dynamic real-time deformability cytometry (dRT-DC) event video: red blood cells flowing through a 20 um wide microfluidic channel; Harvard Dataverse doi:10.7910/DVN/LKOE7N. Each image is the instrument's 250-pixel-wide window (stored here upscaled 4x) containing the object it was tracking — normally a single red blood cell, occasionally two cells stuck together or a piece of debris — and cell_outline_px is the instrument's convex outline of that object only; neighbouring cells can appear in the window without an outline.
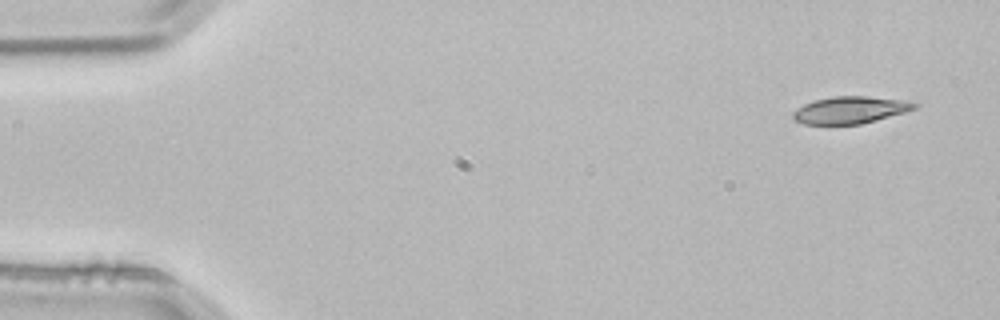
{"species": "common noctule bat (a hibernating species)", "species_latin": "Nyctalus noctula", "temperature_condition": "room temperature", "stored_images_in_passage": 3, "camera_frame_rate_fps": 3000, "um_per_image_px": 0.085, "animal": {"sex": "male", "body_mass_g": 21.5, "forearm_length_mm": 52.0}, "frame": {"image": 1, "passage_image": 1, "time_ms": 0.0, "image_size_px": [1000, 320], "cell_outline_px": [[920, 104], [916, 108], [904, 112], [876, 120], [860, 124], [804, 124], [792, 120], [792, 112], [796, 108], [804, 104], [816, 100], [836, 96], [868, 96], [908, 100]], "centroid_in_image_um": [72.27, 9.34], "position_along_channel_um": 12.7, "area_um2": 19.25}}
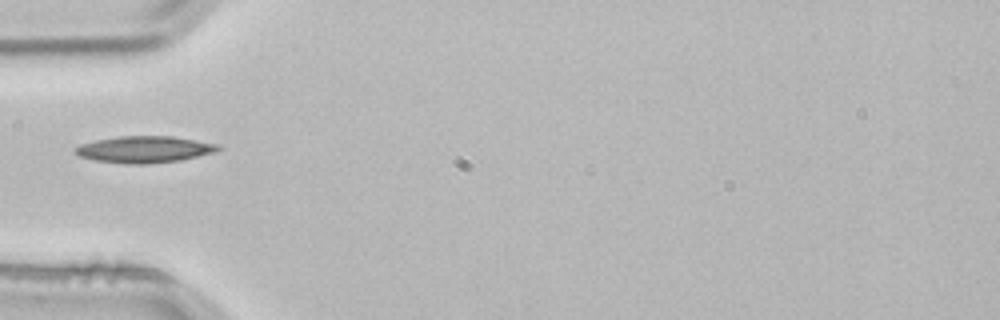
{"frame": {"image": 2, "passage_image": 3, "time_ms": 0.667, "image_size_px": [1000, 320], "cell_outline_px": [[220, 148], [216, 152], [180, 160], [148, 164], [124, 164], [96, 160], [80, 156], [76, 152], [76, 148], [80, 144], [96, 140], [120, 136], [172, 136], [216, 144]], "centroid_in_image_um": [12.27, 12.7], "position_along_channel_um": 72.7, "area_um2": 21.91}}